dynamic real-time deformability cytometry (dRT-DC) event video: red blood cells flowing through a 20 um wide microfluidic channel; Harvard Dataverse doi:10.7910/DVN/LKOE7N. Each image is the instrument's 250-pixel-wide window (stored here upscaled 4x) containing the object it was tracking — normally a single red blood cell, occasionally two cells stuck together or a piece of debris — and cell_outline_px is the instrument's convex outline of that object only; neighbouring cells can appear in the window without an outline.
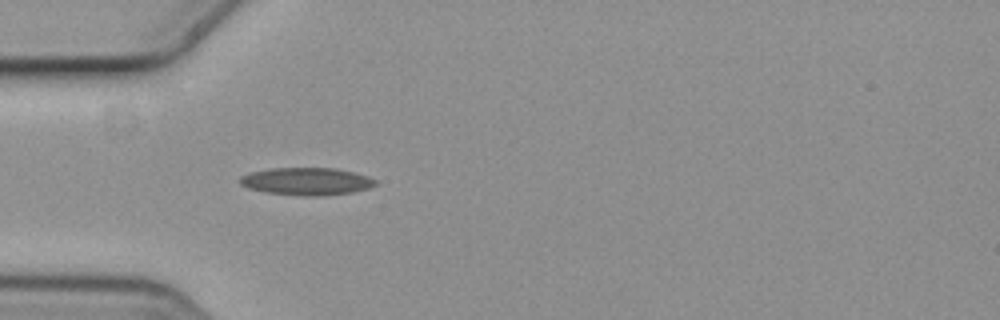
{"species": "common noctule bat (a hibernating species)", "species_latin": "Nyctalus noctula", "temperature_condition": "cold", "stored_images_in_passage": 1, "camera_frame_rate_fps": 3000, "um_per_image_px": 0.085, "animal": {"sex": "female", "body_mass_g": 19.3, "forearm_length_mm": 54.1}, "frame": {"image": 1, "passage_image": 1, "time_ms": 0.0, "image_size_px": [1000, 320], "cell_outline_px": [[376, 184], [368, 188], [352, 192], [324, 196], [300, 196], [264, 192], [248, 188], [240, 184], [240, 176], [252, 172], [272, 168], [336, 168], [368, 176], [376, 180]], "centroid_in_image_um": [26.05, 15.42], "position_along_channel_um": 59.0, "area_um2": 21.73}}